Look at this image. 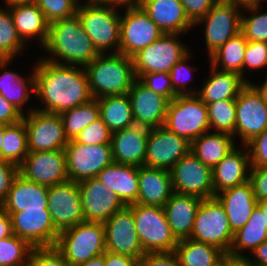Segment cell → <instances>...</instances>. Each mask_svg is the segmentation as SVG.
Listing matches in <instances>:
<instances>
[{"label": "cell", "mask_w": 267, "mask_h": 266, "mask_svg": "<svg viewBox=\"0 0 267 266\" xmlns=\"http://www.w3.org/2000/svg\"><path fill=\"white\" fill-rule=\"evenodd\" d=\"M262 211L256 206L246 224L234 233L232 246L228 254L236 259H245L246 254L267 241V226ZM244 251V252H243Z\"/></svg>", "instance_id": "cell-35"}, {"label": "cell", "mask_w": 267, "mask_h": 266, "mask_svg": "<svg viewBox=\"0 0 267 266\" xmlns=\"http://www.w3.org/2000/svg\"><path fill=\"white\" fill-rule=\"evenodd\" d=\"M263 1L265 2L266 0H252V4H254V3H263Z\"/></svg>", "instance_id": "cell-69"}, {"label": "cell", "mask_w": 267, "mask_h": 266, "mask_svg": "<svg viewBox=\"0 0 267 266\" xmlns=\"http://www.w3.org/2000/svg\"><path fill=\"white\" fill-rule=\"evenodd\" d=\"M239 147H235L212 169L214 195L249 181V151L246 145Z\"/></svg>", "instance_id": "cell-24"}, {"label": "cell", "mask_w": 267, "mask_h": 266, "mask_svg": "<svg viewBox=\"0 0 267 266\" xmlns=\"http://www.w3.org/2000/svg\"><path fill=\"white\" fill-rule=\"evenodd\" d=\"M33 247L15 234L0 239V266H27Z\"/></svg>", "instance_id": "cell-44"}, {"label": "cell", "mask_w": 267, "mask_h": 266, "mask_svg": "<svg viewBox=\"0 0 267 266\" xmlns=\"http://www.w3.org/2000/svg\"><path fill=\"white\" fill-rule=\"evenodd\" d=\"M267 128V103L257 87L247 83L236 98V135L246 145Z\"/></svg>", "instance_id": "cell-12"}, {"label": "cell", "mask_w": 267, "mask_h": 266, "mask_svg": "<svg viewBox=\"0 0 267 266\" xmlns=\"http://www.w3.org/2000/svg\"><path fill=\"white\" fill-rule=\"evenodd\" d=\"M25 47L17 34L10 10L0 5V59H15Z\"/></svg>", "instance_id": "cell-41"}, {"label": "cell", "mask_w": 267, "mask_h": 266, "mask_svg": "<svg viewBox=\"0 0 267 266\" xmlns=\"http://www.w3.org/2000/svg\"><path fill=\"white\" fill-rule=\"evenodd\" d=\"M257 207L262 211L264 224L267 226V200L257 201Z\"/></svg>", "instance_id": "cell-64"}, {"label": "cell", "mask_w": 267, "mask_h": 266, "mask_svg": "<svg viewBox=\"0 0 267 266\" xmlns=\"http://www.w3.org/2000/svg\"><path fill=\"white\" fill-rule=\"evenodd\" d=\"M66 138L73 140L90 123L100 118V111L97 99L93 98L89 102L71 108L60 114Z\"/></svg>", "instance_id": "cell-40"}, {"label": "cell", "mask_w": 267, "mask_h": 266, "mask_svg": "<svg viewBox=\"0 0 267 266\" xmlns=\"http://www.w3.org/2000/svg\"><path fill=\"white\" fill-rule=\"evenodd\" d=\"M7 8L12 14L17 34L23 43L27 46V42L31 43L35 38L42 49L48 39L50 24L40 8L34 2L15 4Z\"/></svg>", "instance_id": "cell-27"}, {"label": "cell", "mask_w": 267, "mask_h": 266, "mask_svg": "<svg viewBox=\"0 0 267 266\" xmlns=\"http://www.w3.org/2000/svg\"><path fill=\"white\" fill-rule=\"evenodd\" d=\"M230 266H252L245 259H236Z\"/></svg>", "instance_id": "cell-66"}, {"label": "cell", "mask_w": 267, "mask_h": 266, "mask_svg": "<svg viewBox=\"0 0 267 266\" xmlns=\"http://www.w3.org/2000/svg\"><path fill=\"white\" fill-rule=\"evenodd\" d=\"M263 8V3H254L243 7L240 32L247 41L267 42V11L262 12ZM244 10L250 15L243 12Z\"/></svg>", "instance_id": "cell-42"}, {"label": "cell", "mask_w": 267, "mask_h": 266, "mask_svg": "<svg viewBox=\"0 0 267 266\" xmlns=\"http://www.w3.org/2000/svg\"><path fill=\"white\" fill-rule=\"evenodd\" d=\"M27 266H70L55 247L33 248Z\"/></svg>", "instance_id": "cell-50"}, {"label": "cell", "mask_w": 267, "mask_h": 266, "mask_svg": "<svg viewBox=\"0 0 267 266\" xmlns=\"http://www.w3.org/2000/svg\"><path fill=\"white\" fill-rule=\"evenodd\" d=\"M19 175V167L13 163L0 160V204L6 199L10 188Z\"/></svg>", "instance_id": "cell-52"}, {"label": "cell", "mask_w": 267, "mask_h": 266, "mask_svg": "<svg viewBox=\"0 0 267 266\" xmlns=\"http://www.w3.org/2000/svg\"><path fill=\"white\" fill-rule=\"evenodd\" d=\"M1 207L8 214L26 209H48V187L26 180L19 174Z\"/></svg>", "instance_id": "cell-30"}, {"label": "cell", "mask_w": 267, "mask_h": 266, "mask_svg": "<svg viewBox=\"0 0 267 266\" xmlns=\"http://www.w3.org/2000/svg\"><path fill=\"white\" fill-rule=\"evenodd\" d=\"M201 201L198 196L174 192L163 206L167 222L178 241L190 238Z\"/></svg>", "instance_id": "cell-29"}, {"label": "cell", "mask_w": 267, "mask_h": 266, "mask_svg": "<svg viewBox=\"0 0 267 266\" xmlns=\"http://www.w3.org/2000/svg\"><path fill=\"white\" fill-rule=\"evenodd\" d=\"M191 51L184 56L180 61H178L174 67L169 72L171 85L173 87L174 93L178 95H196L198 90H196V87H192L187 84V82L190 81V79L193 77L194 72H192L194 69V66H190L188 61L191 58Z\"/></svg>", "instance_id": "cell-46"}, {"label": "cell", "mask_w": 267, "mask_h": 266, "mask_svg": "<svg viewBox=\"0 0 267 266\" xmlns=\"http://www.w3.org/2000/svg\"><path fill=\"white\" fill-rule=\"evenodd\" d=\"M138 5L163 33L186 35L194 28L180 0H139Z\"/></svg>", "instance_id": "cell-23"}, {"label": "cell", "mask_w": 267, "mask_h": 266, "mask_svg": "<svg viewBox=\"0 0 267 266\" xmlns=\"http://www.w3.org/2000/svg\"><path fill=\"white\" fill-rule=\"evenodd\" d=\"M173 191L195 195L202 199L214 198L212 169L203 164L191 151L170 170Z\"/></svg>", "instance_id": "cell-15"}, {"label": "cell", "mask_w": 267, "mask_h": 266, "mask_svg": "<svg viewBox=\"0 0 267 266\" xmlns=\"http://www.w3.org/2000/svg\"><path fill=\"white\" fill-rule=\"evenodd\" d=\"M12 61V59H0V95L24 116L27 112H24L23 106L27 107L32 94H35L34 68L29 75L22 76L21 73L6 68Z\"/></svg>", "instance_id": "cell-32"}, {"label": "cell", "mask_w": 267, "mask_h": 266, "mask_svg": "<svg viewBox=\"0 0 267 266\" xmlns=\"http://www.w3.org/2000/svg\"><path fill=\"white\" fill-rule=\"evenodd\" d=\"M219 0H180L189 19L195 23L205 16Z\"/></svg>", "instance_id": "cell-53"}, {"label": "cell", "mask_w": 267, "mask_h": 266, "mask_svg": "<svg viewBox=\"0 0 267 266\" xmlns=\"http://www.w3.org/2000/svg\"><path fill=\"white\" fill-rule=\"evenodd\" d=\"M55 248L70 266H76L106 251L103 223L82 222L59 232Z\"/></svg>", "instance_id": "cell-5"}, {"label": "cell", "mask_w": 267, "mask_h": 266, "mask_svg": "<svg viewBox=\"0 0 267 266\" xmlns=\"http://www.w3.org/2000/svg\"><path fill=\"white\" fill-rule=\"evenodd\" d=\"M181 34L164 33L155 42L132 56L136 79L146 73H169L190 50L179 38Z\"/></svg>", "instance_id": "cell-9"}, {"label": "cell", "mask_w": 267, "mask_h": 266, "mask_svg": "<svg viewBox=\"0 0 267 266\" xmlns=\"http://www.w3.org/2000/svg\"><path fill=\"white\" fill-rule=\"evenodd\" d=\"M106 251L140 259L145 252L139 242L132 204L114 213L105 223Z\"/></svg>", "instance_id": "cell-19"}, {"label": "cell", "mask_w": 267, "mask_h": 266, "mask_svg": "<svg viewBox=\"0 0 267 266\" xmlns=\"http://www.w3.org/2000/svg\"><path fill=\"white\" fill-rule=\"evenodd\" d=\"M233 238L229 219L220 202L215 197L202 199L189 239L215 246L228 254Z\"/></svg>", "instance_id": "cell-8"}, {"label": "cell", "mask_w": 267, "mask_h": 266, "mask_svg": "<svg viewBox=\"0 0 267 266\" xmlns=\"http://www.w3.org/2000/svg\"><path fill=\"white\" fill-rule=\"evenodd\" d=\"M215 198L223 206L233 234L246 224L257 206L250 181L224 190L216 194Z\"/></svg>", "instance_id": "cell-26"}, {"label": "cell", "mask_w": 267, "mask_h": 266, "mask_svg": "<svg viewBox=\"0 0 267 266\" xmlns=\"http://www.w3.org/2000/svg\"><path fill=\"white\" fill-rule=\"evenodd\" d=\"M9 215L13 234L26 240L33 248L55 247L59 232L48 209H26Z\"/></svg>", "instance_id": "cell-17"}, {"label": "cell", "mask_w": 267, "mask_h": 266, "mask_svg": "<svg viewBox=\"0 0 267 266\" xmlns=\"http://www.w3.org/2000/svg\"><path fill=\"white\" fill-rule=\"evenodd\" d=\"M97 3L115 4L118 6H133L138 5V0H91Z\"/></svg>", "instance_id": "cell-60"}, {"label": "cell", "mask_w": 267, "mask_h": 266, "mask_svg": "<svg viewBox=\"0 0 267 266\" xmlns=\"http://www.w3.org/2000/svg\"><path fill=\"white\" fill-rule=\"evenodd\" d=\"M223 1L238 3L243 6L252 4V0H223Z\"/></svg>", "instance_id": "cell-68"}, {"label": "cell", "mask_w": 267, "mask_h": 266, "mask_svg": "<svg viewBox=\"0 0 267 266\" xmlns=\"http://www.w3.org/2000/svg\"><path fill=\"white\" fill-rule=\"evenodd\" d=\"M84 68L95 99L126 94L136 80L132 57L122 53L99 54Z\"/></svg>", "instance_id": "cell-3"}, {"label": "cell", "mask_w": 267, "mask_h": 266, "mask_svg": "<svg viewBox=\"0 0 267 266\" xmlns=\"http://www.w3.org/2000/svg\"><path fill=\"white\" fill-rule=\"evenodd\" d=\"M249 181L257 201L267 200V167H251Z\"/></svg>", "instance_id": "cell-54"}, {"label": "cell", "mask_w": 267, "mask_h": 266, "mask_svg": "<svg viewBox=\"0 0 267 266\" xmlns=\"http://www.w3.org/2000/svg\"><path fill=\"white\" fill-rule=\"evenodd\" d=\"M265 81H263L261 84H257V83H253L257 89L261 92V94L263 95L264 97V100L266 101L267 103V76L265 77L264 79Z\"/></svg>", "instance_id": "cell-63"}, {"label": "cell", "mask_w": 267, "mask_h": 266, "mask_svg": "<svg viewBox=\"0 0 267 266\" xmlns=\"http://www.w3.org/2000/svg\"><path fill=\"white\" fill-rule=\"evenodd\" d=\"M190 151L191 143L184 137L168 131L164 126L150 128L145 166L170 171Z\"/></svg>", "instance_id": "cell-16"}, {"label": "cell", "mask_w": 267, "mask_h": 266, "mask_svg": "<svg viewBox=\"0 0 267 266\" xmlns=\"http://www.w3.org/2000/svg\"><path fill=\"white\" fill-rule=\"evenodd\" d=\"M138 80L148 89L164 96L168 101H171L177 96L174 93L173 87L171 85L169 73H146L140 76Z\"/></svg>", "instance_id": "cell-49"}, {"label": "cell", "mask_w": 267, "mask_h": 266, "mask_svg": "<svg viewBox=\"0 0 267 266\" xmlns=\"http://www.w3.org/2000/svg\"><path fill=\"white\" fill-rule=\"evenodd\" d=\"M4 138V125H0V160H2V142Z\"/></svg>", "instance_id": "cell-67"}, {"label": "cell", "mask_w": 267, "mask_h": 266, "mask_svg": "<svg viewBox=\"0 0 267 266\" xmlns=\"http://www.w3.org/2000/svg\"><path fill=\"white\" fill-rule=\"evenodd\" d=\"M138 183L136 203L142 205L163 207L174 193L171 173L165 169L140 166Z\"/></svg>", "instance_id": "cell-28"}, {"label": "cell", "mask_w": 267, "mask_h": 266, "mask_svg": "<svg viewBox=\"0 0 267 266\" xmlns=\"http://www.w3.org/2000/svg\"><path fill=\"white\" fill-rule=\"evenodd\" d=\"M267 66V42L247 41L245 56L243 61V79L251 83L245 76L248 70L256 71ZM247 70V71H246ZM245 71V72H244Z\"/></svg>", "instance_id": "cell-47"}, {"label": "cell", "mask_w": 267, "mask_h": 266, "mask_svg": "<svg viewBox=\"0 0 267 266\" xmlns=\"http://www.w3.org/2000/svg\"><path fill=\"white\" fill-rule=\"evenodd\" d=\"M128 96L136 126L156 128L164 126L168 100L144 86L138 79L133 82Z\"/></svg>", "instance_id": "cell-22"}, {"label": "cell", "mask_w": 267, "mask_h": 266, "mask_svg": "<svg viewBox=\"0 0 267 266\" xmlns=\"http://www.w3.org/2000/svg\"><path fill=\"white\" fill-rule=\"evenodd\" d=\"M174 253L181 266H212L225 255L215 246L189 238L179 240Z\"/></svg>", "instance_id": "cell-38"}, {"label": "cell", "mask_w": 267, "mask_h": 266, "mask_svg": "<svg viewBox=\"0 0 267 266\" xmlns=\"http://www.w3.org/2000/svg\"><path fill=\"white\" fill-rule=\"evenodd\" d=\"M3 1H5L4 4L6 5V7H9L15 4L34 2L35 0H3Z\"/></svg>", "instance_id": "cell-65"}, {"label": "cell", "mask_w": 267, "mask_h": 266, "mask_svg": "<svg viewBox=\"0 0 267 266\" xmlns=\"http://www.w3.org/2000/svg\"><path fill=\"white\" fill-rule=\"evenodd\" d=\"M106 266H140L139 259L129 256L115 254L109 251L104 252Z\"/></svg>", "instance_id": "cell-57"}, {"label": "cell", "mask_w": 267, "mask_h": 266, "mask_svg": "<svg viewBox=\"0 0 267 266\" xmlns=\"http://www.w3.org/2000/svg\"><path fill=\"white\" fill-rule=\"evenodd\" d=\"M210 74L198 89L197 96L205 103L220 100H236L241 89L247 84L242 76L233 72H223L209 65Z\"/></svg>", "instance_id": "cell-33"}, {"label": "cell", "mask_w": 267, "mask_h": 266, "mask_svg": "<svg viewBox=\"0 0 267 266\" xmlns=\"http://www.w3.org/2000/svg\"><path fill=\"white\" fill-rule=\"evenodd\" d=\"M81 0H35L49 24L76 15Z\"/></svg>", "instance_id": "cell-45"}, {"label": "cell", "mask_w": 267, "mask_h": 266, "mask_svg": "<svg viewBox=\"0 0 267 266\" xmlns=\"http://www.w3.org/2000/svg\"><path fill=\"white\" fill-rule=\"evenodd\" d=\"M23 115L0 95V125H10L19 122Z\"/></svg>", "instance_id": "cell-56"}, {"label": "cell", "mask_w": 267, "mask_h": 266, "mask_svg": "<svg viewBox=\"0 0 267 266\" xmlns=\"http://www.w3.org/2000/svg\"><path fill=\"white\" fill-rule=\"evenodd\" d=\"M251 254V258L248 254L245 258L248 263H250L252 266H267V241L255 248Z\"/></svg>", "instance_id": "cell-58"}, {"label": "cell", "mask_w": 267, "mask_h": 266, "mask_svg": "<svg viewBox=\"0 0 267 266\" xmlns=\"http://www.w3.org/2000/svg\"><path fill=\"white\" fill-rule=\"evenodd\" d=\"M149 128L133 126L112 133L111 146L113 162L145 166Z\"/></svg>", "instance_id": "cell-25"}, {"label": "cell", "mask_w": 267, "mask_h": 266, "mask_svg": "<svg viewBox=\"0 0 267 266\" xmlns=\"http://www.w3.org/2000/svg\"><path fill=\"white\" fill-rule=\"evenodd\" d=\"M31 68H34V95L42 105L33 106L35 110L61 114L93 99L83 66L57 64L39 57Z\"/></svg>", "instance_id": "cell-1"}, {"label": "cell", "mask_w": 267, "mask_h": 266, "mask_svg": "<svg viewBox=\"0 0 267 266\" xmlns=\"http://www.w3.org/2000/svg\"><path fill=\"white\" fill-rule=\"evenodd\" d=\"M164 127L190 143L210 131L206 104L197 95H178L168 102Z\"/></svg>", "instance_id": "cell-6"}, {"label": "cell", "mask_w": 267, "mask_h": 266, "mask_svg": "<svg viewBox=\"0 0 267 266\" xmlns=\"http://www.w3.org/2000/svg\"><path fill=\"white\" fill-rule=\"evenodd\" d=\"M112 132L101 118L86 126L74 139L77 143L86 145L111 144Z\"/></svg>", "instance_id": "cell-48"}, {"label": "cell", "mask_w": 267, "mask_h": 266, "mask_svg": "<svg viewBox=\"0 0 267 266\" xmlns=\"http://www.w3.org/2000/svg\"><path fill=\"white\" fill-rule=\"evenodd\" d=\"M120 8L91 0H81L78 5L76 15L100 54L120 53Z\"/></svg>", "instance_id": "cell-4"}, {"label": "cell", "mask_w": 267, "mask_h": 266, "mask_svg": "<svg viewBox=\"0 0 267 266\" xmlns=\"http://www.w3.org/2000/svg\"><path fill=\"white\" fill-rule=\"evenodd\" d=\"M120 21V53L132 57L164 33L139 5L123 6Z\"/></svg>", "instance_id": "cell-14"}, {"label": "cell", "mask_w": 267, "mask_h": 266, "mask_svg": "<svg viewBox=\"0 0 267 266\" xmlns=\"http://www.w3.org/2000/svg\"><path fill=\"white\" fill-rule=\"evenodd\" d=\"M235 260H236V258L233 257L232 255L225 254L220 260H218L212 266H230Z\"/></svg>", "instance_id": "cell-62"}, {"label": "cell", "mask_w": 267, "mask_h": 266, "mask_svg": "<svg viewBox=\"0 0 267 266\" xmlns=\"http://www.w3.org/2000/svg\"><path fill=\"white\" fill-rule=\"evenodd\" d=\"M138 172L139 166L112 162L99 172L96 178L128 206L136 203L138 199Z\"/></svg>", "instance_id": "cell-31"}, {"label": "cell", "mask_w": 267, "mask_h": 266, "mask_svg": "<svg viewBox=\"0 0 267 266\" xmlns=\"http://www.w3.org/2000/svg\"><path fill=\"white\" fill-rule=\"evenodd\" d=\"M100 118L113 133L135 126L128 93L97 99Z\"/></svg>", "instance_id": "cell-36"}, {"label": "cell", "mask_w": 267, "mask_h": 266, "mask_svg": "<svg viewBox=\"0 0 267 266\" xmlns=\"http://www.w3.org/2000/svg\"><path fill=\"white\" fill-rule=\"evenodd\" d=\"M68 180L80 182L97 177L113 162L111 144L86 145L69 140L64 149Z\"/></svg>", "instance_id": "cell-13"}, {"label": "cell", "mask_w": 267, "mask_h": 266, "mask_svg": "<svg viewBox=\"0 0 267 266\" xmlns=\"http://www.w3.org/2000/svg\"><path fill=\"white\" fill-rule=\"evenodd\" d=\"M48 210L58 232L84 222L78 182L68 180L48 187Z\"/></svg>", "instance_id": "cell-18"}, {"label": "cell", "mask_w": 267, "mask_h": 266, "mask_svg": "<svg viewBox=\"0 0 267 266\" xmlns=\"http://www.w3.org/2000/svg\"><path fill=\"white\" fill-rule=\"evenodd\" d=\"M247 40L239 32L224 45L216 49L208 58V62L215 69L223 72H233L243 78V61Z\"/></svg>", "instance_id": "cell-37"}, {"label": "cell", "mask_w": 267, "mask_h": 266, "mask_svg": "<svg viewBox=\"0 0 267 266\" xmlns=\"http://www.w3.org/2000/svg\"><path fill=\"white\" fill-rule=\"evenodd\" d=\"M139 263L140 266H181L174 251L145 253Z\"/></svg>", "instance_id": "cell-55"}, {"label": "cell", "mask_w": 267, "mask_h": 266, "mask_svg": "<svg viewBox=\"0 0 267 266\" xmlns=\"http://www.w3.org/2000/svg\"><path fill=\"white\" fill-rule=\"evenodd\" d=\"M85 222L105 223L126 205L96 177L78 182Z\"/></svg>", "instance_id": "cell-21"}, {"label": "cell", "mask_w": 267, "mask_h": 266, "mask_svg": "<svg viewBox=\"0 0 267 266\" xmlns=\"http://www.w3.org/2000/svg\"><path fill=\"white\" fill-rule=\"evenodd\" d=\"M139 242L145 253L172 252L178 240L167 222L163 207L132 204Z\"/></svg>", "instance_id": "cell-7"}, {"label": "cell", "mask_w": 267, "mask_h": 266, "mask_svg": "<svg viewBox=\"0 0 267 266\" xmlns=\"http://www.w3.org/2000/svg\"><path fill=\"white\" fill-rule=\"evenodd\" d=\"M206 106L210 130L231 134L235 139L236 100H220Z\"/></svg>", "instance_id": "cell-43"}, {"label": "cell", "mask_w": 267, "mask_h": 266, "mask_svg": "<svg viewBox=\"0 0 267 266\" xmlns=\"http://www.w3.org/2000/svg\"><path fill=\"white\" fill-rule=\"evenodd\" d=\"M42 50L47 53L40 58L57 64L83 67L100 54L85 33L77 15L51 23Z\"/></svg>", "instance_id": "cell-2"}, {"label": "cell", "mask_w": 267, "mask_h": 266, "mask_svg": "<svg viewBox=\"0 0 267 266\" xmlns=\"http://www.w3.org/2000/svg\"><path fill=\"white\" fill-rule=\"evenodd\" d=\"M28 152V140L24 120L21 119L17 123L4 125L2 160L19 167Z\"/></svg>", "instance_id": "cell-39"}, {"label": "cell", "mask_w": 267, "mask_h": 266, "mask_svg": "<svg viewBox=\"0 0 267 266\" xmlns=\"http://www.w3.org/2000/svg\"><path fill=\"white\" fill-rule=\"evenodd\" d=\"M13 235L10 215L2 210L0 204V239Z\"/></svg>", "instance_id": "cell-59"}, {"label": "cell", "mask_w": 267, "mask_h": 266, "mask_svg": "<svg viewBox=\"0 0 267 266\" xmlns=\"http://www.w3.org/2000/svg\"><path fill=\"white\" fill-rule=\"evenodd\" d=\"M251 167H267V128L246 144Z\"/></svg>", "instance_id": "cell-51"}, {"label": "cell", "mask_w": 267, "mask_h": 266, "mask_svg": "<svg viewBox=\"0 0 267 266\" xmlns=\"http://www.w3.org/2000/svg\"><path fill=\"white\" fill-rule=\"evenodd\" d=\"M19 174L47 187L68 181L64 150L28 152L19 166Z\"/></svg>", "instance_id": "cell-20"}, {"label": "cell", "mask_w": 267, "mask_h": 266, "mask_svg": "<svg viewBox=\"0 0 267 266\" xmlns=\"http://www.w3.org/2000/svg\"><path fill=\"white\" fill-rule=\"evenodd\" d=\"M243 5L219 0L210 11L194 23L204 28V40L208 57L241 30Z\"/></svg>", "instance_id": "cell-10"}, {"label": "cell", "mask_w": 267, "mask_h": 266, "mask_svg": "<svg viewBox=\"0 0 267 266\" xmlns=\"http://www.w3.org/2000/svg\"><path fill=\"white\" fill-rule=\"evenodd\" d=\"M22 119L27 132L29 152L64 150L68 144L60 114L42 112L30 107Z\"/></svg>", "instance_id": "cell-11"}, {"label": "cell", "mask_w": 267, "mask_h": 266, "mask_svg": "<svg viewBox=\"0 0 267 266\" xmlns=\"http://www.w3.org/2000/svg\"><path fill=\"white\" fill-rule=\"evenodd\" d=\"M234 136L223 132L203 133L191 143V152L213 169L237 144Z\"/></svg>", "instance_id": "cell-34"}, {"label": "cell", "mask_w": 267, "mask_h": 266, "mask_svg": "<svg viewBox=\"0 0 267 266\" xmlns=\"http://www.w3.org/2000/svg\"><path fill=\"white\" fill-rule=\"evenodd\" d=\"M76 266H106L105 265V260H104V255H100L97 257H94L90 259L89 261L76 265Z\"/></svg>", "instance_id": "cell-61"}]
</instances>
